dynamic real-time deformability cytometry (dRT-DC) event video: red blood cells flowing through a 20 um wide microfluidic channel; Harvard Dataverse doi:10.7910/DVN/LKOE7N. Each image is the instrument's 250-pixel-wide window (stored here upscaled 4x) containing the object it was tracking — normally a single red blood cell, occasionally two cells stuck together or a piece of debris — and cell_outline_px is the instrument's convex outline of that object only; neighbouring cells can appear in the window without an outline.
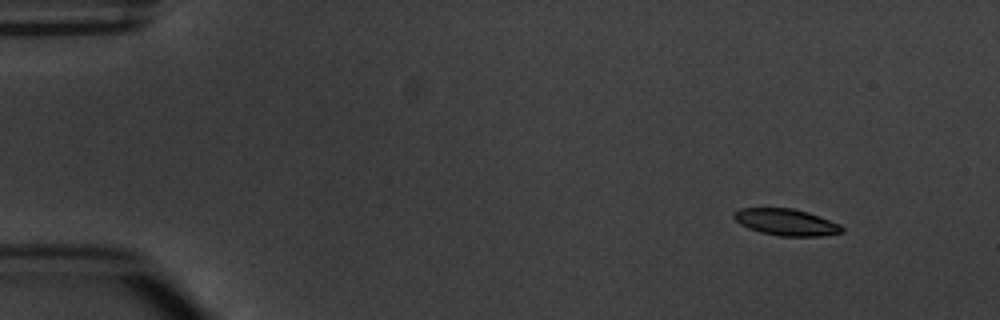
{"species": "common noctule bat (a hibernating species)", "species_latin": "Nyctalus noctula", "temperature_condition": "warm", "stored_images_in_passage": 4, "camera_frame_rate_fps": 3000, "um_per_image_px": 0.085, "animal": {"sex": "male", "body_mass_g": 20.1, "forearm_length_mm": 53.5}, "frame": {"image": 1, "passage_image": 1, "time_ms": 0.0, "image_size_px": [1000, 320], "cell_outline_px": [[844, 232], [820, 236], [780, 236], [760, 232], [748, 228], [740, 224], [732, 216], [732, 212], [740, 208], [792, 208], [808, 212], [820, 216], [840, 224], [844, 228]], "centroid_in_image_um": [66.82, 18.88], "position_along_channel_um": 18.2, "area_um2": 16.88}}